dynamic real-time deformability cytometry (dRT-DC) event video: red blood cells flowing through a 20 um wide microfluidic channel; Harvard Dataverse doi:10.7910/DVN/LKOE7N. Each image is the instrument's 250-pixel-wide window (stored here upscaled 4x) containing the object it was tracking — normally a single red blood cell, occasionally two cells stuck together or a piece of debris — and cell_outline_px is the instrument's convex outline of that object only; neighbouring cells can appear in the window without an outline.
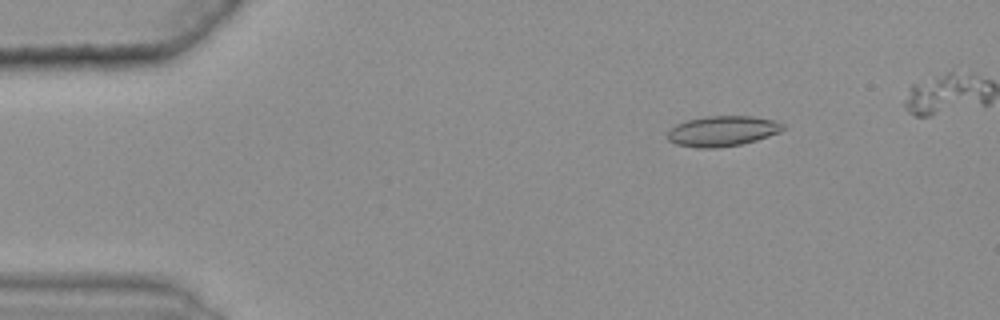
{"species": "common noctule bat (a hibernating species)", "species_latin": "Nyctalus noctula", "temperature_condition": "warm", "stored_images_in_passage": 49, "camera_frame_rate_fps": 3000, "um_per_image_px": 0.085, "animal": {"sex": "female", "body_mass_g": 25.1}, "frame": {"image": 1, "passage_image": 8, "time_ms": 2.333, "image_size_px": [1000, 320], "cell_outline_px": [[784, 128], [780, 132], [756, 140], [740, 144], [716, 148], [696, 148], [676, 144], [668, 140], [668, 132], [676, 124], [688, 120], [704, 116], [752, 116], [776, 120], [784, 124]], "centroid_in_image_um": [61.42, 11.14], "position_along_channel_um": 23.6, "area_um2": 20.4}}
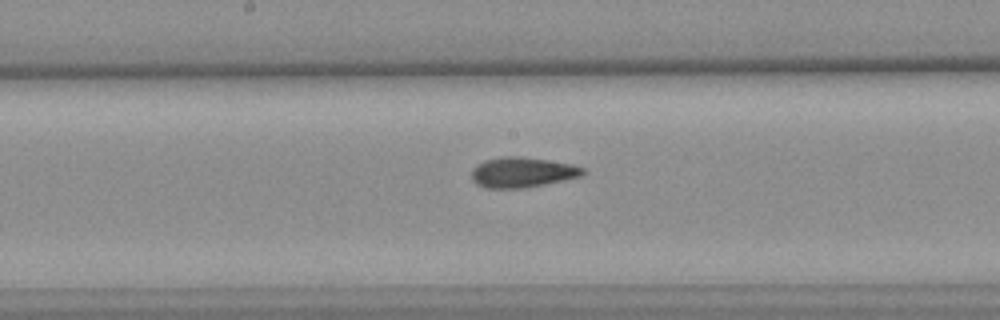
{"frame": {"image": 2, "passage_image": 29, "time_ms": 9.333, "image_size_px": [1000, 320], "cell_outline_px": [[584, 172], [580, 176], [544, 184], [524, 188], [488, 188], [476, 184], [472, 180], [472, 168], [476, 164], [484, 160], [504, 156], [520, 156], [548, 160], [572, 164], [584, 168]], "centroid_in_image_um": [44.34, 14.64], "position_along_channel_um": 203.9, "area_um2": 19.54}}
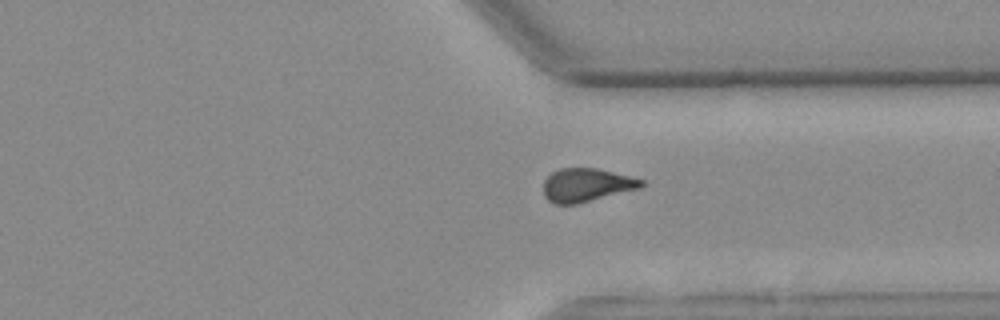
{"frame": {"image": 3, "passage_image": 42, "time_ms": 13.667, "image_size_px": [1000, 320], "cell_outline_px": [[644, 184], [640, 188], [576, 204], [556, 204], [548, 200], [544, 196], [544, 180], [552, 172], [560, 168], [596, 168], [644, 180]], "centroid_in_image_um": [49.82, 15.73], "position_along_channel_um": 361.6, "area_um2": 18.84}, "authors_computed_cell_mechanics": {"area_um2": 19.8254, "velocity_mm_per_s": 3.6315, "shape_relaxation_time_tau1_ms": null, "shape_relaxation_time_tau2_ms": 2.7384, "deformation_change_tau1": null, "deformation_change_tau2": 0.077}}